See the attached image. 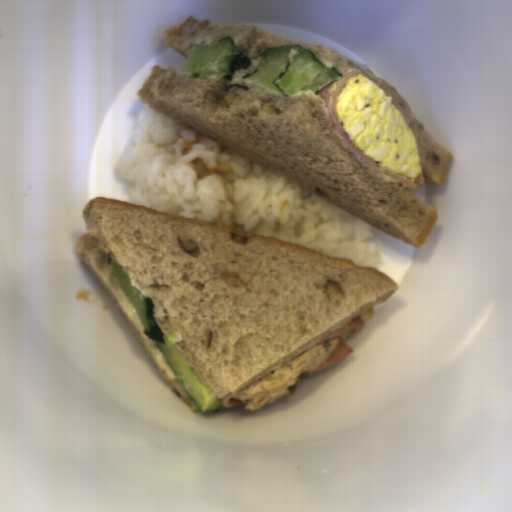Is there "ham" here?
<instances>
[{"instance_id":"37f43c06","label":"ham","mask_w":512,"mask_h":512,"mask_svg":"<svg viewBox=\"0 0 512 512\" xmlns=\"http://www.w3.org/2000/svg\"><path fill=\"white\" fill-rule=\"evenodd\" d=\"M361 74L368 78L369 75L366 72L362 71H350L348 73L343 74L341 77L337 78L336 80L330 82L329 84L323 86L320 88L315 94L321 99V101L326 106L330 120L332 123V126L334 128L335 133L340 138V140L343 142V144L346 146L348 150H350L352 153H354L356 156H358L360 159H362L364 162H366L368 165H370L372 168L380 172L381 174L385 175L386 177L399 181L405 186H408L413 189H419L425 182H426V176L423 169L422 164L419 162L421 175L420 177H416L414 180L394 171L391 170L375 161L367 157L365 154H363L352 142L346 131L344 130L337 112L335 108L336 99L338 96L339 91L341 88L345 85V83L351 79L353 76ZM371 79V78H370ZM372 80V79H371Z\"/></svg>"},{"instance_id":"d13d27c6","label":"ham","mask_w":512,"mask_h":512,"mask_svg":"<svg viewBox=\"0 0 512 512\" xmlns=\"http://www.w3.org/2000/svg\"><path fill=\"white\" fill-rule=\"evenodd\" d=\"M358 325H365L364 320H363L361 315H358L355 318L351 319L344 327H342L338 331L330 333L329 335H327L326 337H324L323 339H321L317 343H322V342H324L325 340H327L329 338L336 337L338 334H340V333H342V332H344V331H346L348 329H351L353 327H356Z\"/></svg>"},{"instance_id":"09b19980","label":"ham","mask_w":512,"mask_h":512,"mask_svg":"<svg viewBox=\"0 0 512 512\" xmlns=\"http://www.w3.org/2000/svg\"><path fill=\"white\" fill-rule=\"evenodd\" d=\"M352 353L353 348L344 341L342 336H338V342L332 353L321 364L315 367L309 374H312L326 367H329L337 362H340Z\"/></svg>"},{"instance_id":"4e895bc4","label":"ham","mask_w":512,"mask_h":512,"mask_svg":"<svg viewBox=\"0 0 512 512\" xmlns=\"http://www.w3.org/2000/svg\"><path fill=\"white\" fill-rule=\"evenodd\" d=\"M221 403L224 408L229 409L232 407H237V406L241 405L243 402L234 399L233 394L230 392L225 397H223Z\"/></svg>"}]
</instances>
